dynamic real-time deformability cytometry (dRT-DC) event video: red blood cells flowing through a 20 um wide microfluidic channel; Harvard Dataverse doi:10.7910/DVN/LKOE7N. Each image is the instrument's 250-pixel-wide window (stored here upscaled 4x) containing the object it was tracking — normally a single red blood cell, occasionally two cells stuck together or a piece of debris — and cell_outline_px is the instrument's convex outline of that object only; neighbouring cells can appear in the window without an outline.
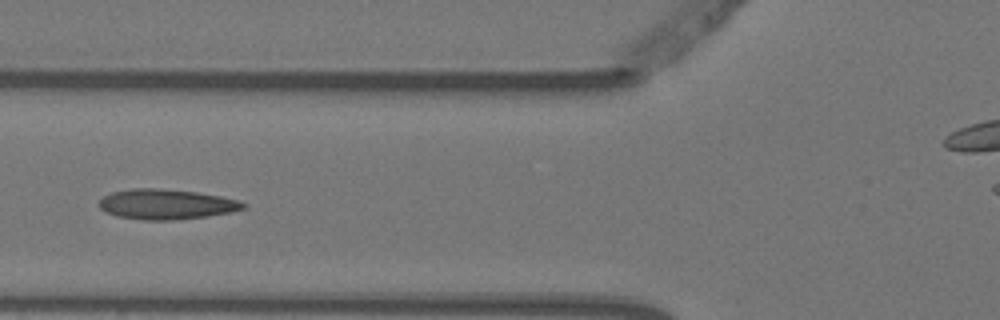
{"species": "Egyptian fruit bat (a non-hibernating species)", "species_latin": "Rousettus aegyptiacus", "temperature_condition": "warm", "stored_images_in_passage": 6, "camera_frame_rate_fps": 3000, "um_per_image_px": 0.085, "animal": {"sex": "female"}, "frame": {"image": 1, "passage_image": 6, "time_ms": 1.667, "image_size_px": [1000, 320], "cell_outline_px": [[248, 204], [244, 208], [232, 212], [208, 216], [176, 220], [144, 220], [116, 216], [104, 212], [96, 204], [104, 196], [112, 192], [128, 188], [160, 188], [196, 192], [220, 196], [240, 200]], "centroid_in_image_um": [14.12, 17.36], "position_along_channel_um": 111.7, "area_um2": 25.66}}